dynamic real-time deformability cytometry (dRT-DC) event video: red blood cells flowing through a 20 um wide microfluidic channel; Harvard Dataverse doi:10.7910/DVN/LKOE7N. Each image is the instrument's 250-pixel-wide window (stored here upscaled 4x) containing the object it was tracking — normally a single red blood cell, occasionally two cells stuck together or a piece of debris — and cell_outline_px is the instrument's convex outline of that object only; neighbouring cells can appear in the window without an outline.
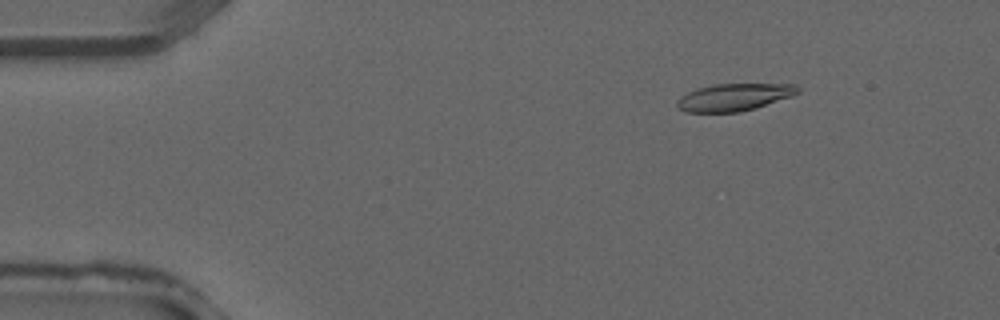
{"species": "common noctule bat (a hibernating species)", "species_latin": "Nyctalus noctula", "temperature_condition": "warm", "stored_images_in_passage": 10, "segment_of_instrument_passage": [1, 2], "camera_frame_rate_fps": 3000, "um_per_image_px": 0.085, "animal": {"sex": "male", "forearm_length_mm": 52.5}, "frame": {"image": 1, "passage_image": 6, "time_ms": 1.667, "image_size_px": [1000, 320], "cell_outline_px": [[800, 92], [792, 96], [756, 108], [740, 112], [688, 112], [680, 108], [676, 104], [676, 100], [680, 96], [696, 88], [716, 84], [796, 84], [800, 88]], "centroid_in_image_um": [62.42, 8.25], "position_along_channel_um": 22.6, "area_um2": 19.25}}